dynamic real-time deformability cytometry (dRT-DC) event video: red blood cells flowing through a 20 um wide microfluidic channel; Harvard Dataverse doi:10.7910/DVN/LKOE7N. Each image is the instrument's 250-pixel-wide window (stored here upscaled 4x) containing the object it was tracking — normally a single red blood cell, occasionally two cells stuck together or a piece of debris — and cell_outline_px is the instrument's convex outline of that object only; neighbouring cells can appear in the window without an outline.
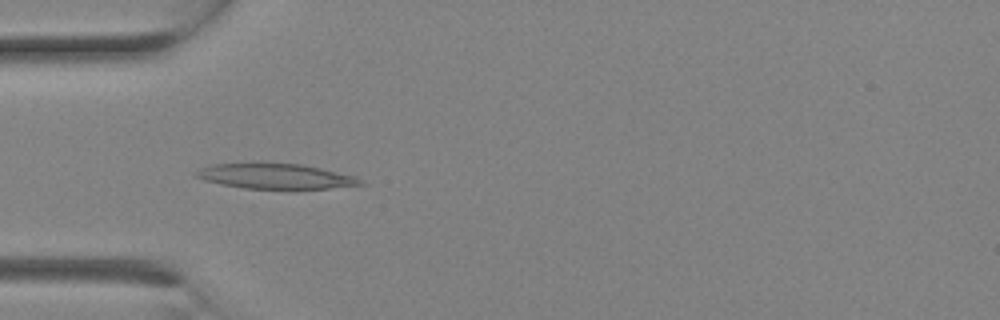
{"species": "Egyptian fruit bat (a non-hibernating species)", "species_latin": "Rousettus aegyptiacus", "temperature_condition": "room temperature", "stored_images_in_passage": 9, "camera_frame_rate_fps": 3000, "um_per_image_px": 0.085, "animal": {"sex": "female"}, "frame": {"image": 1, "passage_image": 6, "time_ms": 1.667, "image_size_px": [1000, 320], "cell_outline_px": [[368, 184], [296, 192], [244, 188], [220, 184], [204, 180], [196, 176], [196, 172], [200, 168], [212, 164], [252, 160], [304, 164], [356, 176]], "centroid_in_image_um": [23.46, 14.98], "position_along_channel_um": 61.5, "area_um2": 26.3}}
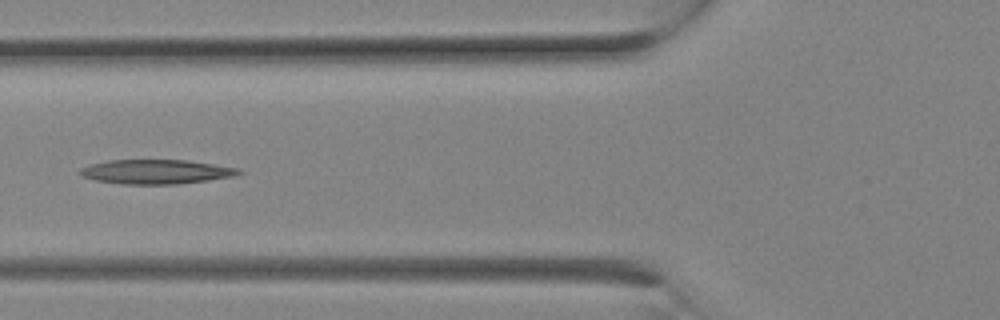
{"frame": {"image": 2, "passage_image": 8, "time_ms": 2.333, "image_size_px": [1000, 320], "cell_outline_px": [[244, 172], [236, 176], [208, 180], [176, 184], [124, 184], [96, 180], [80, 176], [76, 172], [80, 168], [88, 164], [108, 160], [188, 160], [240, 168]], "centroid_in_image_um": [13.25, 14.59], "position_along_channel_um": 112.5, "area_um2": 22.77}}